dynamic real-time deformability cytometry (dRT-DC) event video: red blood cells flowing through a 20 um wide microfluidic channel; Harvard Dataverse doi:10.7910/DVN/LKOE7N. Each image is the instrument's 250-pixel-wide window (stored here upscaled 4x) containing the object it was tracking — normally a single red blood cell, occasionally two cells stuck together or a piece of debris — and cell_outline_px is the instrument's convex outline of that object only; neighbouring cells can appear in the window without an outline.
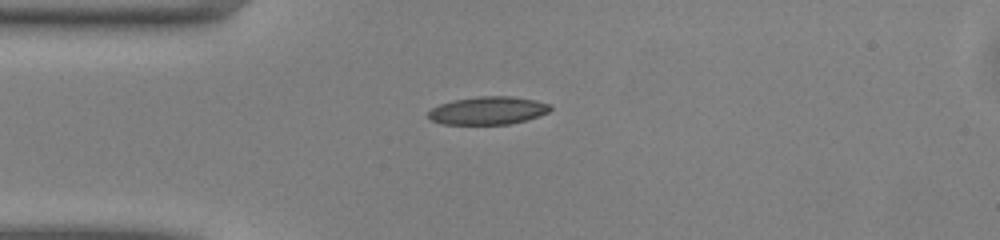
{"species": "common noctule bat (a hibernating species)", "species_latin": "Nyctalus noctula", "temperature_condition": "warm", "stored_images_in_passage": 38, "camera_frame_rate_fps": 3000, "um_per_image_px": 0.085, "animal": {"sex": "male", "body_mass_g": 13.0, "forearm_length_mm": 53.1}, "frame": {"image": 1, "passage_image": 1, "time_ms": 0.0, "image_size_px": [1000, 240], "cell_outline_px": [[552, 108], [548, 112], [540, 116], [508, 124], [444, 124], [432, 120], [428, 116], [428, 112], [432, 108], [440, 104], [456, 100], [476, 96], [512, 96], [536, 100], [552, 104]], "centroid_in_image_um": [41.52, 9.39], "position_along_channel_um": 43.5, "area_um2": 19.83}}
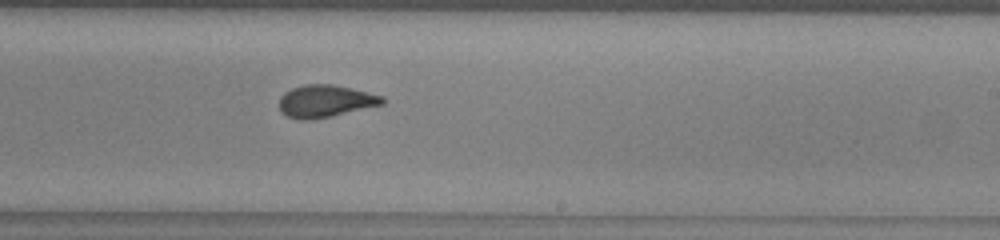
{"frame": {"image": 2, "passage_image": 18, "time_ms": 5.667, "image_size_px": [1000, 240], "cell_outline_px": [[384, 104], [332, 116], [312, 120], [300, 120], [288, 116], [280, 112], [280, 96], [284, 92], [292, 88], [304, 84], [332, 84], [384, 96]], "centroid_in_image_um": [27.64, 8.6], "position_along_channel_um": 261.4, "area_um2": 19.42}}
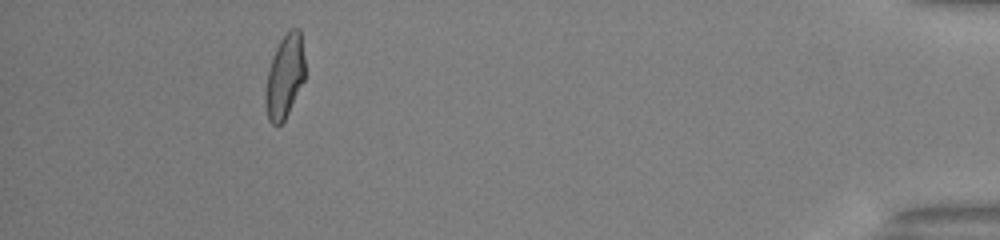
{"frame": {"image": 3, "passage_image": 34, "time_ms": 11.0, "image_size_px": [1000, 240], "cell_outline_px": [[304, 80], [284, 120], [280, 124], [272, 124], [268, 120], [264, 100], [264, 96], [268, 72], [272, 56], [280, 40], [292, 28], [300, 28], [304, 56]], "centroid_in_image_um": [24.19, 6.49], "position_along_channel_um": 411.0, "area_um2": 19.02}, "authors_computed_cell_mechanics": {"area_um2": 19.4786, "velocity_mm_per_s": 4.1173, "shape_relaxation_time_tau1_ms": 9.0683, "shape_relaxation_time_tau2_ms": 1.1977, "deformation_change_tau1": 0.2418, "deformation_change_tau2": 0.0756}}